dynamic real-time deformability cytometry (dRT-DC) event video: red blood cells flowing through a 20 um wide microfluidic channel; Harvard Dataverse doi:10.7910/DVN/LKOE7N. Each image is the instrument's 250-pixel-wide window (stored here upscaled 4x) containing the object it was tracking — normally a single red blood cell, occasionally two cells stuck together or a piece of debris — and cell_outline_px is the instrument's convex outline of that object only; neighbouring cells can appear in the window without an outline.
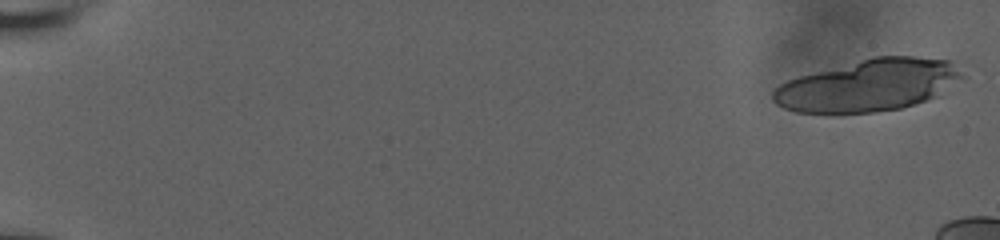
{"species": "human", "species_latin": "Homo sapiens", "temperature_condition": "room temperature", "stored_images_in_passage": 23, "camera_frame_rate_fps": 3000, "um_per_image_px": 0.085, "donor": {"sex": "male"}, "frame": {"image": 1, "passage_image": 1, "time_ms": 0.0, "image_size_px": [1000, 240], "cell_outline_px": [[968, 76], [936, 96], [928, 100], [900, 108], [876, 112], [796, 112], [784, 108], [776, 104], [772, 100], [772, 92], [780, 84], [788, 80], [800, 76], [872, 56], [912, 56], [952, 60]], "centroid_in_image_um": [73.89, 7.23], "position_along_channel_um": 11.1, "area_um2": 57.28}}